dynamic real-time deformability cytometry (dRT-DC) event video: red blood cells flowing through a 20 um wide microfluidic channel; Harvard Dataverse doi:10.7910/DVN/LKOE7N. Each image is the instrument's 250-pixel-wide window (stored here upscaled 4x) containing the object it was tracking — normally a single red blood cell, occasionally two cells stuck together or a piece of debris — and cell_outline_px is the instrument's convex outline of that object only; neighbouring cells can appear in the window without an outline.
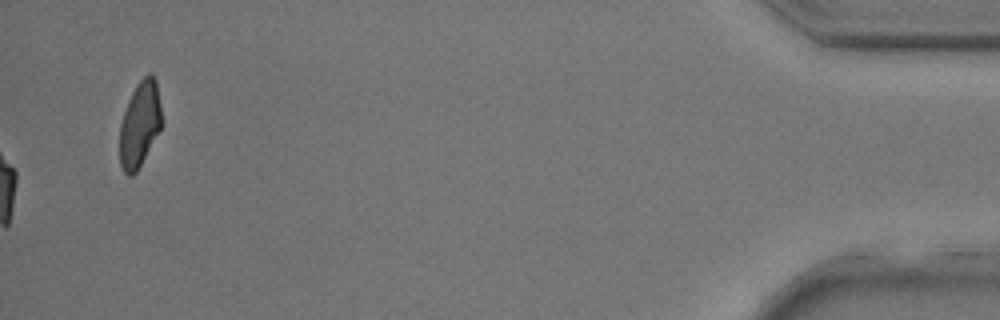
{"species": "common noctule bat (a hibernating species)", "species_latin": "Nyctalus noctula", "temperature_condition": "room temperature", "stored_images_in_passage": 40, "camera_frame_rate_fps": 3000, "um_per_image_px": 0.085, "animal": {"sex": "male", "body_mass_g": 17.9, "forearm_length_mm": 54.2}, "frame": {"image": 1, "passage_image": 40, "time_ms": 13.0, "image_size_px": [1000, 320], "cell_outline_px": [[164, 124], [136, 172], [132, 176], [128, 176], [124, 172], [120, 164], [120, 124], [128, 100], [136, 84], [148, 72], [152, 72], [156, 80]], "centroid_in_image_um": [11.91, 10.53], "position_along_channel_um": 423.3, "area_um2": 21.21}}